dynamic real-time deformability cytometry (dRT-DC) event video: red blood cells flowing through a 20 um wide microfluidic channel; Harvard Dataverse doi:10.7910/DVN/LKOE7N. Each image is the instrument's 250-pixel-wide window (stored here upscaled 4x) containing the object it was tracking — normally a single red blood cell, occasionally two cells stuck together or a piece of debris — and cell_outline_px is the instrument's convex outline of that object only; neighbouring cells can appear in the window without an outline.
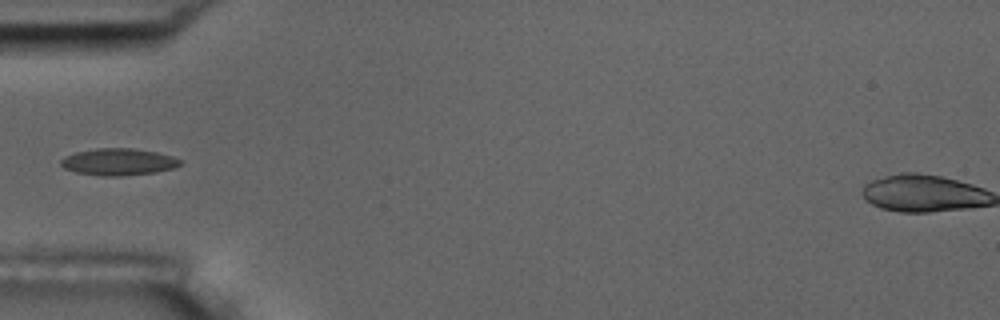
{"species": "common noctule bat (a hibernating species)", "species_latin": "Nyctalus noctula", "temperature_condition": "room temperature", "stored_images_in_passage": 6, "camera_frame_rate_fps": 3000, "um_per_image_px": 0.085, "animal": {"sex": "male", "body_mass_g": 17.5, "forearm_length_mm": 52.3}, "frame": {"image": 1, "passage_image": 4, "time_ms": 3.667, "image_size_px": [1000, 320], "cell_outline_px": [[180, 164], [172, 168], [156, 172], [120, 176], [100, 176], [76, 172], [64, 168], [60, 164], [60, 160], [64, 156], [76, 152], [96, 148], [132, 148], [156, 152], [172, 156], [180, 160]], "centroid_in_image_um": [10.02, 13.76], "position_along_channel_um": 75.0, "area_um2": 18.61}}